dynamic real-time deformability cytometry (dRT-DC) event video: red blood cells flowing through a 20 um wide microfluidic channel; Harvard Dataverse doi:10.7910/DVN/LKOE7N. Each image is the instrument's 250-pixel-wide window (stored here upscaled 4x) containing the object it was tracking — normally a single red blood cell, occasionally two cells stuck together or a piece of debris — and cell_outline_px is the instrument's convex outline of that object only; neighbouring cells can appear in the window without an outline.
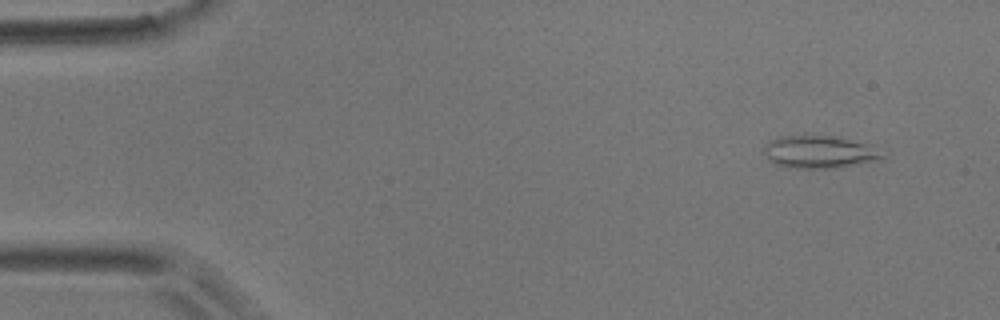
{"species": "common noctule bat (a hibernating species)", "species_latin": "Nyctalus noctula", "temperature_condition": "room temperature", "stored_images_in_passage": 50, "camera_frame_rate_fps": 3000, "um_per_image_px": 0.085, "animal": {"sex": "male", "body_mass_g": 17.9}, "frame": {"image": 1, "passage_image": 1, "time_ms": 0.0, "image_size_px": [1000, 320], "cell_outline_px": [[884, 156], [880, 160], [832, 168], [788, 168], [776, 164], [764, 152], [764, 144], [780, 136], [832, 136], [868, 144]], "centroid_in_image_um": [69.61, 12.92], "position_along_channel_um": 15.4, "area_um2": 21.91}}
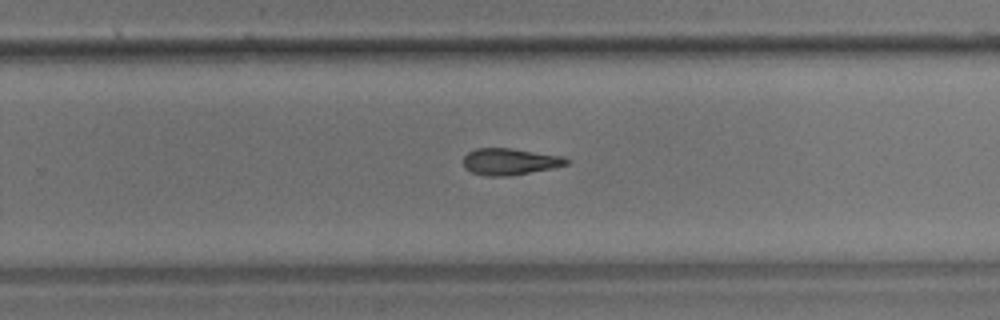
{"frame": {"image": 2, "passage_image": 31, "time_ms": 10.0, "image_size_px": [1000, 320], "cell_outline_px": [[572, 160], [568, 164], [552, 168], [508, 176], [488, 176], [472, 172], [464, 168], [464, 156], [468, 152], [476, 148], [508, 148], [564, 156]], "centroid_in_image_um": [43.35, 13.73], "position_along_channel_um": 286.4, "area_um2": 15.95}}
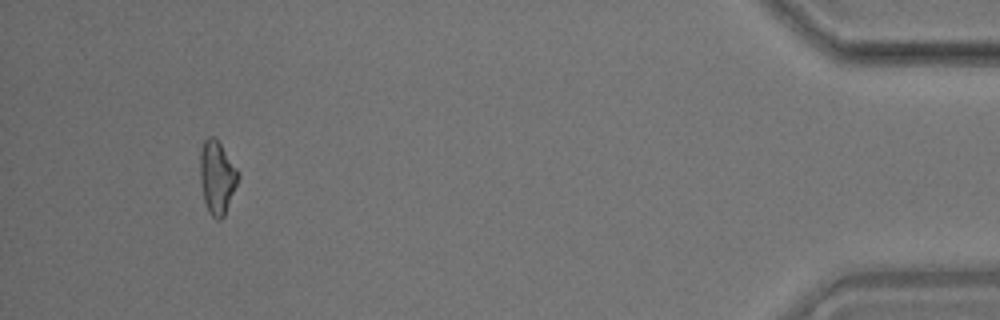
{"frame": {"image": 3, "passage_image": 47, "time_ms": 15.333, "image_size_px": [1000, 320], "cell_outline_px": [[240, 176], [224, 216], [220, 220], [216, 220], [208, 212], [204, 200], [200, 180], [200, 152], [204, 140], [208, 136], [216, 136], [240, 172]], "centroid_in_image_um": [18.46, 15.04], "position_along_channel_um": 416.7, "area_um2": 16.47}, "authors_computed_cell_mechanics": {"area_um2": 16.5308, "velocity_mm_per_s": 3.7257, "shape_relaxation_time_tau1_ms": null, "shape_relaxation_time_tau2_ms": 9.2389, "deformation_change_tau1": null, "deformation_change_tau2": 0.2138}}